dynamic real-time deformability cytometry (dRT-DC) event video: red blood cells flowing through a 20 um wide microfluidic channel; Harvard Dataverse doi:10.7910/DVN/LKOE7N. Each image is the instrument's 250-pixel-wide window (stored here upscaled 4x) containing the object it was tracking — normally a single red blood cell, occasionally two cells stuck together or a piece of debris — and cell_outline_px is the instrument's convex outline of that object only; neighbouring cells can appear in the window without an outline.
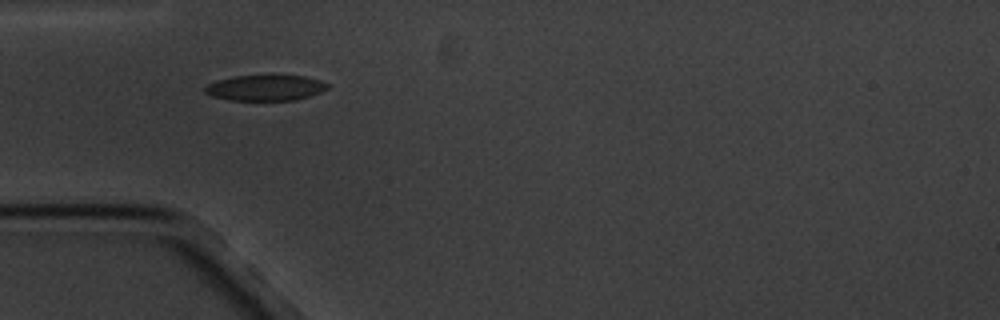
{"species": "common noctule bat (a hibernating species)", "species_latin": "Nyctalus noctula", "temperature_condition": "cold", "stored_images_in_passage": 2, "camera_frame_rate_fps": 3000, "um_per_image_px": 0.085, "animal": {"sex": "male", "body_mass_g": 20.1, "forearm_length_mm": 53.5}, "frame": {"image": 1, "passage_image": 1, "time_ms": 0.0, "image_size_px": [1000, 320], "cell_outline_px": [[328, 88], [320, 92], [296, 100], [228, 100], [212, 96], [204, 92], [204, 88], [208, 84], [220, 80], [236, 76], [268, 72], [304, 76], [320, 80], [328, 84]], "centroid_in_image_um": [22.57, 7.42], "position_along_channel_um": 62.4, "area_um2": 19.02}}
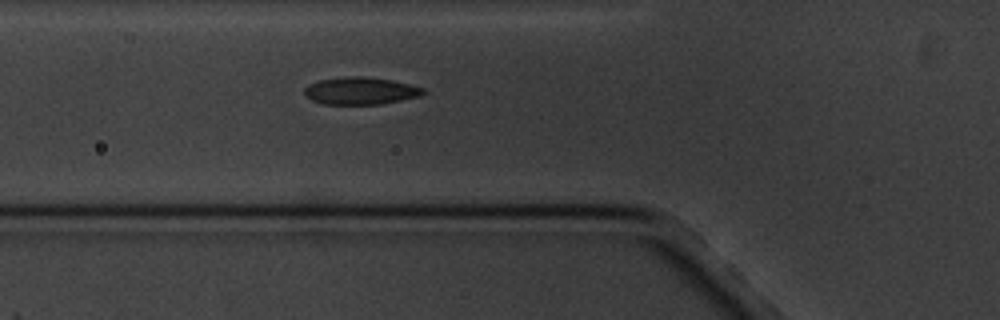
{"frame": {"image": 2, "passage_image": 2, "time_ms": 1.0, "image_size_px": [1000, 320], "cell_outline_px": [[428, 92], [420, 96], [380, 104], [324, 104], [312, 100], [304, 92], [304, 88], [308, 84], [320, 80], [344, 76], [360, 76], [392, 80], [424, 88]], "centroid_in_image_um": [30.65, 7.71], "position_along_channel_um": 95.1, "area_um2": 18.84}}